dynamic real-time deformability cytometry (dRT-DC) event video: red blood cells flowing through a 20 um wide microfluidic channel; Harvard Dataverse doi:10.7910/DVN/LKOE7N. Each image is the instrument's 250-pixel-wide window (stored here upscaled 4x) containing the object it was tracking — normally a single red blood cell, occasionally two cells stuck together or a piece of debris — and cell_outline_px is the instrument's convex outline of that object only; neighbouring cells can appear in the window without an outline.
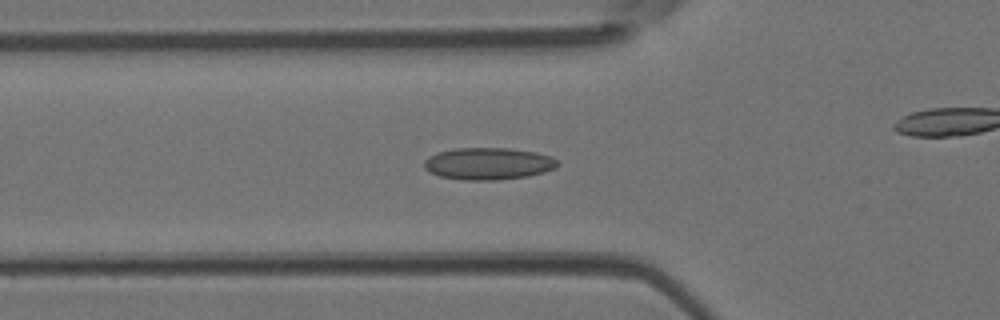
{"species": "Egyptian fruit bat (a non-hibernating species)", "species_latin": "Rousettus aegyptiacus", "temperature_condition": "room temperature", "stored_images_in_passage": 48, "camera_frame_rate_fps": 3000, "um_per_image_px": 0.085, "animal": {"sex": "female"}, "frame": {"image": 1, "passage_image": 16, "time_ms": 5.0, "image_size_px": [1000, 320], "cell_outline_px": [[560, 164], [556, 168], [544, 172], [528, 176], [496, 180], [464, 180], [440, 176], [428, 172], [424, 168], [424, 160], [428, 156], [436, 152], [452, 148], [508, 148], [536, 152], [552, 156]], "centroid_in_image_um": [41.49, 13.9], "position_along_channel_um": 84.3, "area_um2": 25.2}}
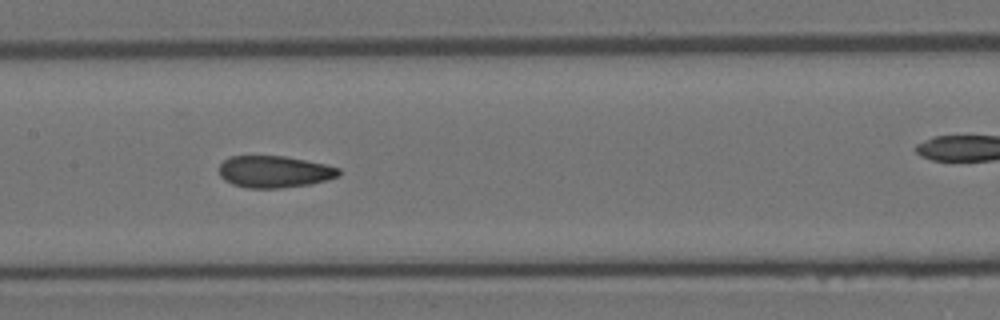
{"frame": {"image": 2, "passage_image": 23, "time_ms": 7.333, "image_size_px": [1000, 320], "cell_outline_px": [[340, 176], [328, 180], [312, 184], [280, 188], [248, 188], [232, 184], [224, 180], [220, 176], [220, 164], [224, 160], [232, 156], [284, 156], [324, 164], [340, 168]], "centroid_in_image_um": [23.34, 14.6], "position_along_channel_um": 184.1, "area_um2": 22.25}}
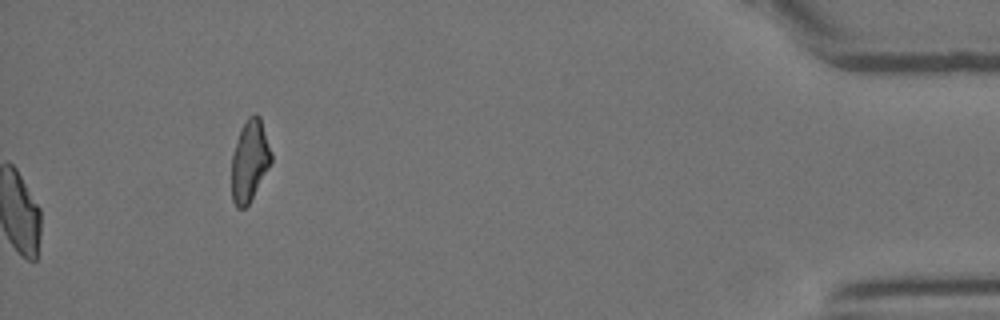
{"frame": {"image": 3, "passage_image": 48, "time_ms": 15.667, "image_size_px": [1000, 320], "cell_outline_px": [[272, 160], [268, 168], [248, 204], [244, 208], [236, 208], [232, 200], [232, 152], [240, 132], [248, 116], [252, 112], [256, 112], [260, 116], [272, 152]], "centroid_in_image_um": [21.22, 13.62], "position_along_channel_um": 414.0, "area_um2": 18.67}, "authors_computed_cell_mechanics": {"area_um2": 22.7732, "velocity_mm_per_s": 4.2272, "shape_relaxation_time_tau1_ms": null, "shape_relaxation_time_tau2_ms": 1.5309, "deformation_change_tau1": null, "deformation_change_tau2": 0.0669}}